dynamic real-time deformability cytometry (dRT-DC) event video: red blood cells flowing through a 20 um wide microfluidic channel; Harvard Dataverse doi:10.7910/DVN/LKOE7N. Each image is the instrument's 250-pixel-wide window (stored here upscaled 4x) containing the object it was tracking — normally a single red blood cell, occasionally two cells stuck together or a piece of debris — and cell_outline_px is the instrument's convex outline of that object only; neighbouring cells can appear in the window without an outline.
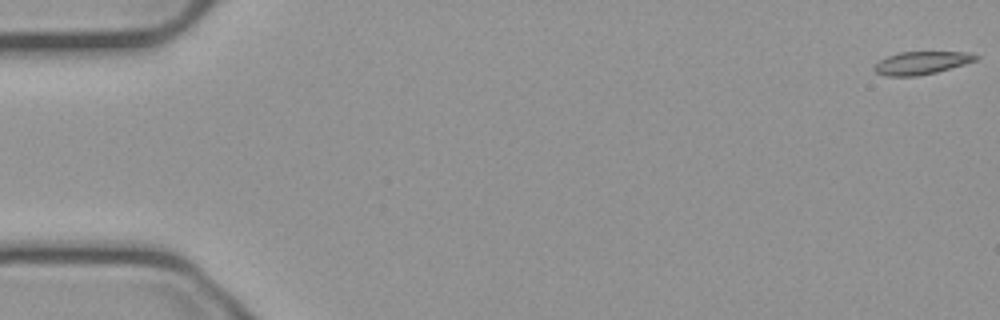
{"species": "common noctule bat (a hibernating species)", "species_latin": "Nyctalus noctula", "temperature_condition": "cold", "stored_images_in_passage": 55, "camera_frame_rate_fps": 3000, "um_per_image_px": 0.085, "animal": {"sex": "male", "body_mass_g": 23.1, "forearm_length_mm": 52.7}, "frame": {"image": 1, "passage_image": 1, "time_ms": 0.0, "image_size_px": [1000, 320], "cell_outline_px": [[980, 56], [976, 60], [964, 64], [936, 72], [916, 76], [884, 76], [876, 72], [872, 68], [880, 60], [888, 56], [900, 52], [968, 52]], "centroid_in_image_um": [78.31, 5.34], "position_along_channel_um": 6.7, "area_um2": 13.41}}
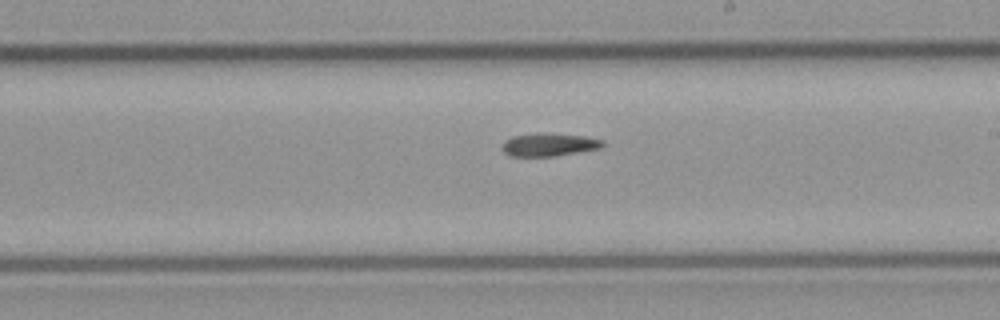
{"frame": {"image": 2, "passage_image": 32, "time_ms": 10.333, "image_size_px": [1000, 320], "cell_outline_px": [[604, 144], [600, 148], [556, 156], [512, 156], [504, 152], [504, 140], [512, 136], [536, 132], [544, 132], [588, 136], [604, 140]], "centroid_in_image_um": [46.7, 12.27], "position_along_channel_um": 242.3, "area_um2": 13.64}}
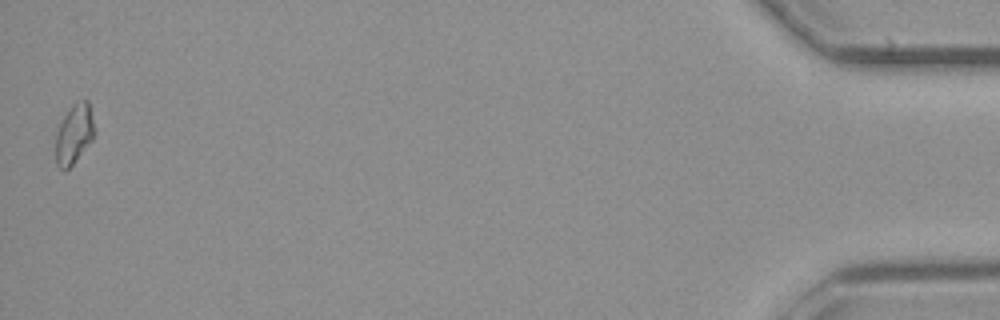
{"frame": {"image": 3, "passage_image": 55, "time_ms": 18.0, "image_size_px": [1000, 320], "cell_outline_px": [[96, 132], [92, 140], [72, 164], [64, 172], [56, 164], [56, 132], [64, 116], [72, 104], [84, 100], [88, 100], [96, 128]], "centroid_in_image_um": [6.32, 11.38], "position_along_channel_um": 428.9, "area_um2": 13.47}, "authors_computed_cell_mechanics": {"area_um2": 13.6986, "velocity_mm_per_s": 3.7373, "shape_relaxation_time_tau1_ms": null, "shape_relaxation_time_tau2_ms": 7.7665, "deformation_change_tau1": null, "deformation_change_tau2": 0.1675}}